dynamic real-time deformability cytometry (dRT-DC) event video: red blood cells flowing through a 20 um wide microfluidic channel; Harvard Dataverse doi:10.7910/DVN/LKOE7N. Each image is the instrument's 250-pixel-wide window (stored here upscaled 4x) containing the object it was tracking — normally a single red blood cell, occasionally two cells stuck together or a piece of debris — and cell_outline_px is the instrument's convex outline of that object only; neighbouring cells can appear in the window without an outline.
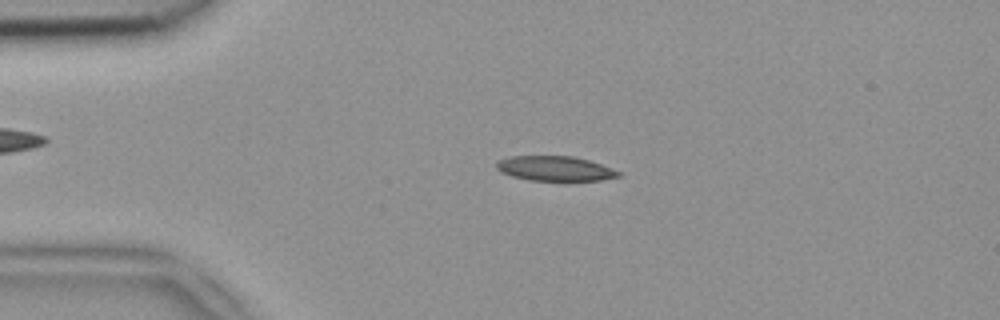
{"species": "common noctule bat (a hibernating species)", "species_latin": "Nyctalus noctula", "temperature_condition": "room temperature", "stored_images_in_passage": 18, "camera_frame_rate_fps": 3000, "um_per_image_px": 0.085, "animal": {"sex": "female", "body_mass_g": 18.4}, "frame": {"image": 1, "passage_image": 10, "time_ms": 3.0, "image_size_px": [1000, 320], "cell_outline_px": [[620, 176], [600, 180], [528, 180], [512, 176], [500, 172], [496, 168], [496, 164], [500, 160], [512, 156], [572, 156], [588, 160], [600, 164], [620, 172]], "centroid_in_image_um": [47.14, 14.32], "position_along_channel_um": 37.9, "area_um2": 17.34}}